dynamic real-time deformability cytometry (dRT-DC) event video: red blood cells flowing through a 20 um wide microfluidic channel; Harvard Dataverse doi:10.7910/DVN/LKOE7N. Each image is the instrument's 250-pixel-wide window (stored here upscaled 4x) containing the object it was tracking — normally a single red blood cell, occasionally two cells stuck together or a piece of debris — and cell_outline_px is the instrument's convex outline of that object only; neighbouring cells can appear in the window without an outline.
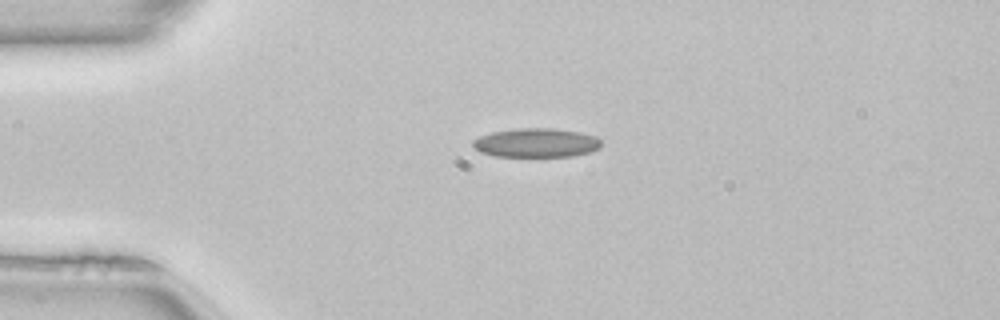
{"species": "common noctule bat (a hibernating species)", "species_latin": "Nyctalus noctula", "temperature_condition": "room temperature", "stored_images_in_passage": 39, "camera_frame_rate_fps": 3000, "um_per_image_px": 0.085, "animal": {"sex": "female", "body_mass_g": 22.7, "forearm_length_mm": 54.2}, "frame": {"image": 1, "passage_image": 1, "time_ms": 0.0, "image_size_px": [1000, 320], "cell_outline_px": [[600, 148], [592, 152], [572, 156], [496, 156], [480, 152], [472, 148], [472, 140], [480, 136], [492, 132], [516, 128], [552, 128], [580, 132], [596, 136], [600, 140]], "centroid_in_image_um": [45.57, 12.13], "position_along_channel_um": 39.4, "area_um2": 21.85}}
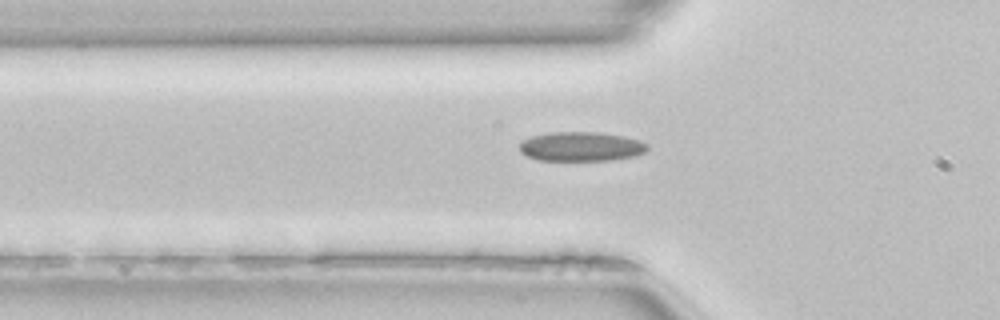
{"frame": {"image": 2, "passage_image": 6, "time_ms": 1.667, "image_size_px": [1000, 320], "cell_outline_px": [[648, 148], [644, 152], [636, 156], [612, 160], [540, 160], [528, 156], [520, 152], [520, 144], [524, 140], [532, 136], [552, 132], [600, 132], [624, 136], [640, 140], [648, 144]], "centroid_in_image_um": [49.44, 12.45], "position_along_channel_um": 76.4, "area_um2": 21.85}}
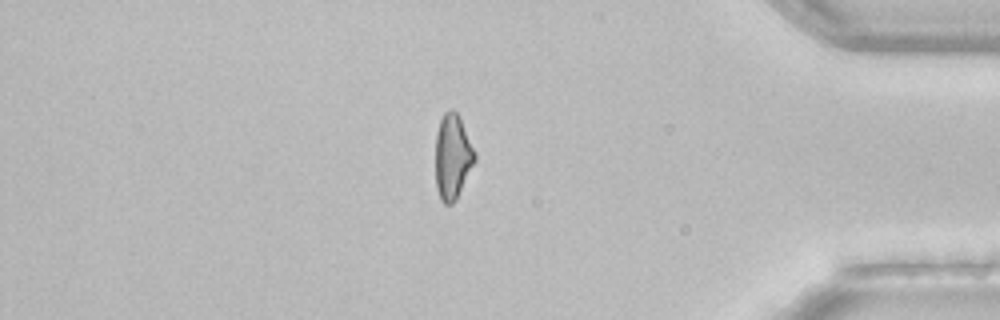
{"frame": {"image": 3, "passage_image": 32, "time_ms": 10.333, "image_size_px": [1000, 320], "cell_outline_px": [[476, 160], [456, 200], [452, 204], [444, 204], [440, 200], [436, 188], [436, 132], [440, 120], [444, 112], [448, 108], [452, 108], [460, 116], [476, 152]], "centroid_in_image_um": [38.47, 13.3], "position_along_channel_um": 396.7, "area_um2": 19.83}, "authors_computed_cell_mechanics": {"area_um2": 20.6924, "velocity_mm_per_s": 4.0697, "shape_relaxation_time_tau1_ms": null, "shape_relaxation_time_tau2_ms": 3.6735, "deformation_change_tau1": null, "deformation_change_tau2": 0.114}}